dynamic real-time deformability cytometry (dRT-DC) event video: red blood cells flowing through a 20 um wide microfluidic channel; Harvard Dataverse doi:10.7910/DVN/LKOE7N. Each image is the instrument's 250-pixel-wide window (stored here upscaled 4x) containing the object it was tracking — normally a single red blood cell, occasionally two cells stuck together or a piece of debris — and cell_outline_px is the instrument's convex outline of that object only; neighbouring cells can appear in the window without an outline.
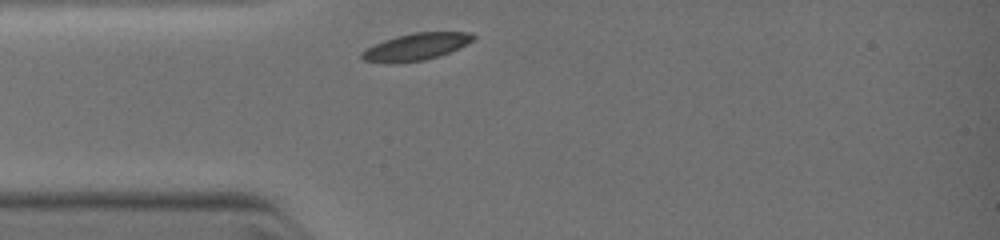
{"species": "common noctule bat (a hibernating species)", "species_latin": "Nyctalus noctula", "temperature_condition": "warm", "stored_images_in_passage": 4, "camera_frame_rate_fps": 3000, "um_per_image_px": 0.085, "animal": {"sex": "female", "body_mass_g": 19.0, "forearm_length_mm": 51.5}, "frame": {"image": 1, "passage_image": 1, "time_ms": 0.0, "image_size_px": [1000, 240], "cell_outline_px": [[476, 40], [448, 52], [424, 60], [396, 64], [392, 64], [364, 60], [360, 56], [360, 52], [384, 40], [396, 36], [412, 32], [472, 32], [476, 36]], "centroid_in_image_um": [35.37, 3.97], "position_along_channel_um": 49.6, "area_um2": 17.57}}